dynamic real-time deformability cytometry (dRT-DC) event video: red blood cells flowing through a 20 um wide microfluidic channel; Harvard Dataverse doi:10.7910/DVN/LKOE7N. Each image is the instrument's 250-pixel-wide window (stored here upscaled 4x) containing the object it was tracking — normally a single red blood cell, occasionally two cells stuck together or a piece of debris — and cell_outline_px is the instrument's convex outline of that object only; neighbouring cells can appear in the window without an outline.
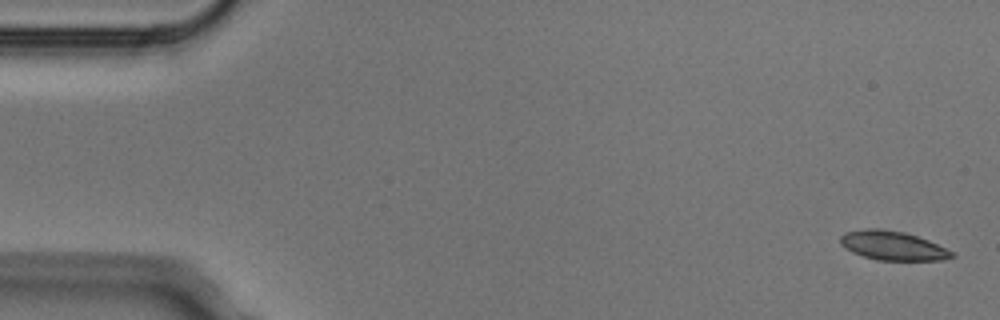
{"species": "Egyptian fruit bat (a non-hibernating species)", "species_latin": "Rousettus aegyptiacus", "temperature_condition": "cold", "stored_images_in_passage": 6, "camera_frame_rate_fps": 3000, "um_per_image_px": 0.085, "animal": {"sex": "male"}, "frame": {"image": 1, "passage_image": 1, "time_ms": 0.0, "image_size_px": [1000, 320], "cell_outline_px": [[956, 256], [944, 260], [880, 260], [864, 256], [852, 252], [844, 248], [840, 244], [840, 236], [844, 232], [864, 228], [876, 228], [904, 232], [928, 240], [952, 252]], "centroid_in_image_um": [75.83, 20.87], "position_along_channel_um": 9.2, "area_um2": 18.79}}